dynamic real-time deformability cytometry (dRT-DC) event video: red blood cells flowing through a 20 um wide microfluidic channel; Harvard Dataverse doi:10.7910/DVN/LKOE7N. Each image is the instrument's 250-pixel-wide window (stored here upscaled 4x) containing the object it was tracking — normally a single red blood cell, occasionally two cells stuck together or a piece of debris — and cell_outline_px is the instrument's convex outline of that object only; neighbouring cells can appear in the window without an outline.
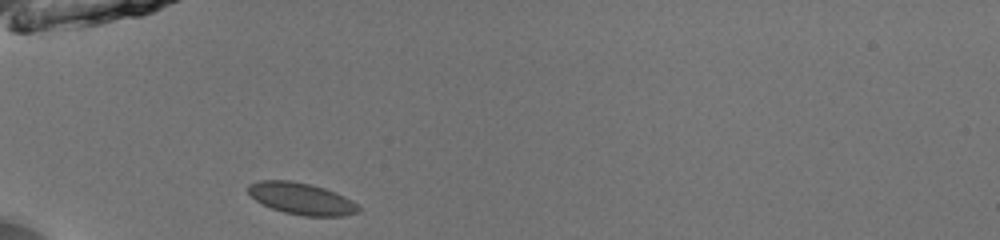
{"species": "common noctule bat (a hibernating species)", "species_latin": "Nyctalus noctula", "temperature_condition": "room temperature", "stored_images_in_passage": 35, "camera_frame_rate_fps": 3000, "um_per_image_px": 0.085, "animal": {"sex": "male", "body_mass_g": 13.0, "forearm_length_mm": 53.1}, "frame": {"image": 1, "passage_image": 1, "time_ms": 0.0, "image_size_px": [1000, 240], "cell_outline_px": [[360, 212], [344, 216], [304, 216], [284, 212], [272, 208], [256, 200], [244, 188], [248, 184], [260, 180], [292, 180], [324, 188], [344, 196], [352, 200], [360, 208]], "centroid_in_image_um": [25.61, 16.88], "position_along_channel_um": 59.4, "area_um2": 20.4}}
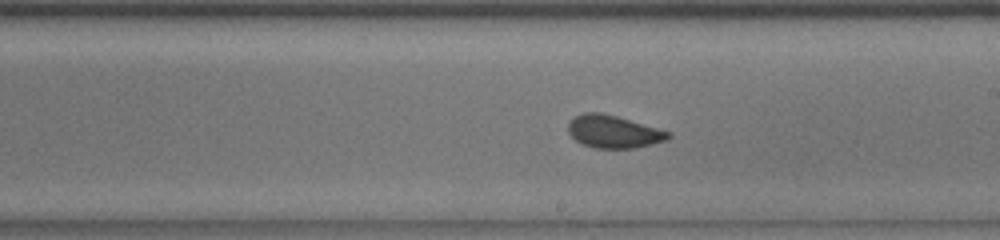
{"frame": {"image": 2, "passage_image": 15, "time_ms": 4.667, "image_size_px": [1000, 240], "cell_outline_px": [[672, 136], [668, 140], [632, 148], [596, 148], [584, 144], [576, 140], [568, 132], [568, 124], [576, 116], [584, 112], [600, 112], [616, 116], [672, 132]], "centroid_in_image_um": [52.18, 11.19], "position_along_channel_um": 236.8, "area_um2": 18.84}}
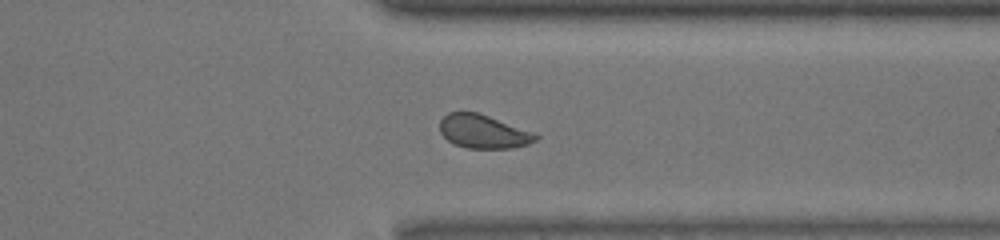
{"frame": {"image": 3, "passage_image": 25, "time_ms": 8.0, "image_size_px": [1000, 240], "cell_outline_px": [[540, 136], [536, 140], [528, 144], [512, 148], [468, 148], [456, 144], [448, 140], [440, 132], [440, 120], [448, 112], [476, 112], [536, 132]], "centroid_in_image_um": [41.12, 11.18], "position_along_channel_um": 370.3, "area_um2": 18.73}, "authors_computed_cell_mechanics": {"area_um2": 19.1896, "velocity_mm_per_s": 4.0185, "shape_relaxation_time_tau1_ms": 5.041, "shape_relaxation_time_tau2_ms": null, "deformation_change_tau1": 0.0826, "deformation_change_tau2": null}}